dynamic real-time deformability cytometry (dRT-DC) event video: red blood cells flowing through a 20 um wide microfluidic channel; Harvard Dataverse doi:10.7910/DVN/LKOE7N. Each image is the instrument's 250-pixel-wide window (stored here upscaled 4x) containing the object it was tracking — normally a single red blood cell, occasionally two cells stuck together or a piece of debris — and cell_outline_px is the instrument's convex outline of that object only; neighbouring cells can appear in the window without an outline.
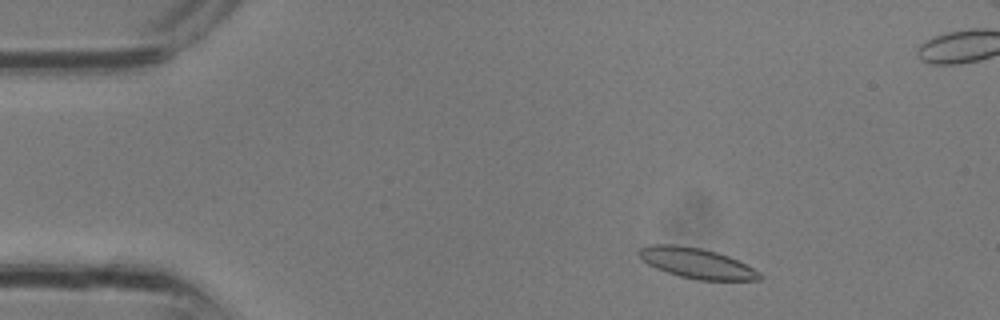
{"species": "common noctule bat (a hibernating species)", "species_latin": "Nyctalus noctula", "temperature_condition": "room temperature", "stored_images_in_passage": 17, "camera_frame_rate_fps": 3000, "um_per_image_px": 0.085, "animal": {"sex": "male", "body_mass_g": 13.3}, "frame": {"image": 1, "passage_image": 3, "time_ms": 0.667, "image_size_px": [1000, 320], "cell_outline_px": [[764, 276], [760, 280], [696, 280], [680, 276], [656, 268], [648, 264], [636, 252], [640, 248], [652, 244], [676, 244], [700, 248], [716, 252], [728, 256], [760, 272]], "centroid_in_image_um": [59.21, 22.37], "position_along_channel_um": 25.8, "area_um2": 21.15}}
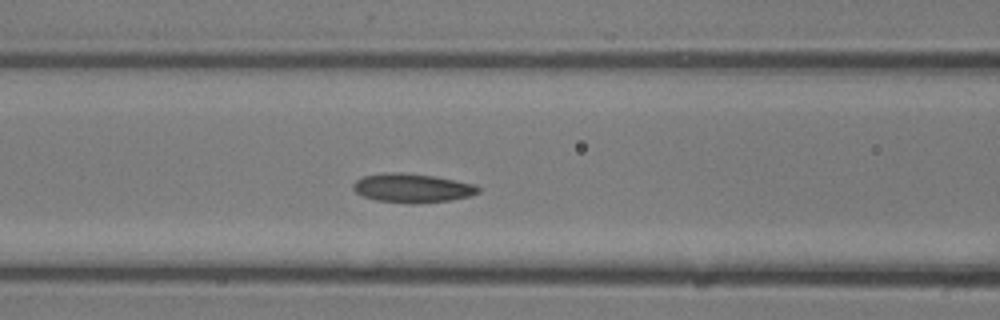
{"frame": {"image": 2, "passage_image": 11, "time_ms": 3.333, "image_size_px": [1000, 320], "cell_outline_px": [[480, 192], [472, 196], [452, 200], [412, 204], [376, 200], [364, 196], [356, 192], [352, 188], [352, 184], [356, 180], [364, 176], [384, 172], [400, 172], [432, 176], [476, 184], [480, 188]], "centroid_in_image_um": [35.06, 15.99], "position_along_channel_um": 131.5, "area_um2": 21.21}}
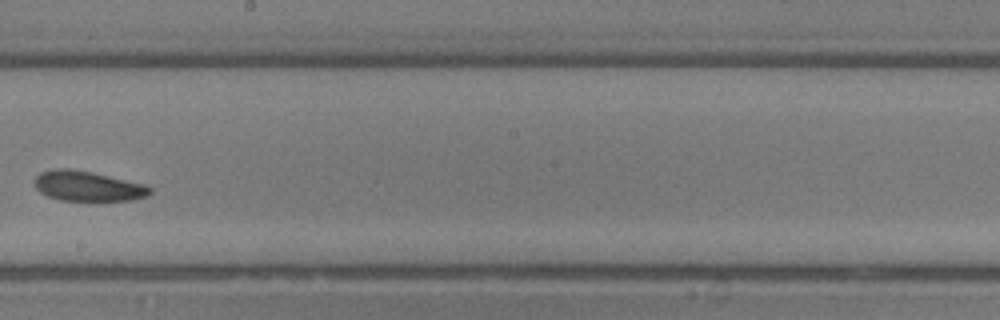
{"frame": {"image": 3, "passage_image": 16, "time_ms": 5.0, "image_size_px": [1000, 320], "cell_outline_px": [[152, 192], [148, 196], [132, 200], [60, 200], [48, 196], [40, 192], [36, 188], [36, 176], [40, 172], [56, 168], [68, 168], [92, 172], [144, 184], [152, 188]], "centroid_in_image_um": [7.47, 15.81], "position_along_channel_um": 240.7, "area_um2": 20.06}}